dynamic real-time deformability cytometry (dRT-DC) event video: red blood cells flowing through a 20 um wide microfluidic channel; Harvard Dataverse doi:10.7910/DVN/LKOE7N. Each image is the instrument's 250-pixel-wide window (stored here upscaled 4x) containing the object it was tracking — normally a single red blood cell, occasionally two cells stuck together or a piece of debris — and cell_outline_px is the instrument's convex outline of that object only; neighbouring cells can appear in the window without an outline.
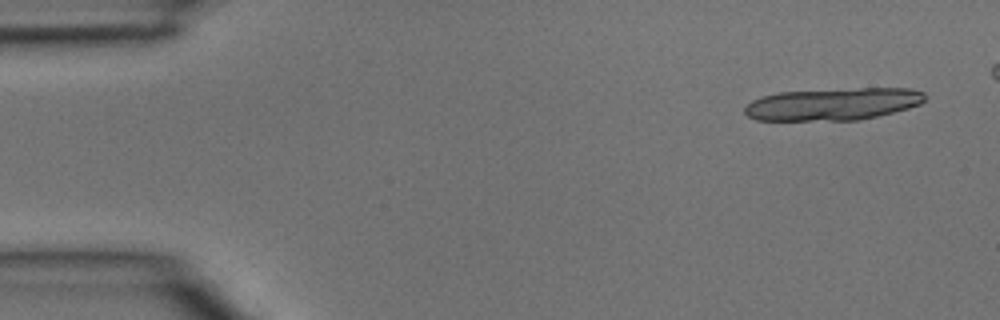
{"species": "common noctule bat (a hibernating species)", "species_latin": "Nyctalus noctula", "temperature_condition": "room temperature", "stored_images_in_passage": 4, "camera_frame_rate_fps": 3000, "um_per_image_px": 0.085, "animal": {"sex": "male", "body_mass_g": 15.6}, "frame": {"image": 1, "passage_image": 1, "time_ms": 0.0, "image_size_px": [1000, 320], "cell_outline_px": [[924, 100], [920, 104], [908, 108], [860, 120], [756, 120], [748, 116], [744, 112], [744, 108], [752, 100], [760, 96], [780, 92], [860, 88], [908, 88], [924, 92]], "centroid_in_image_um": [70.78, 8.84], "position_along_channel_um": 14.2, "area_um2": 33.76}}